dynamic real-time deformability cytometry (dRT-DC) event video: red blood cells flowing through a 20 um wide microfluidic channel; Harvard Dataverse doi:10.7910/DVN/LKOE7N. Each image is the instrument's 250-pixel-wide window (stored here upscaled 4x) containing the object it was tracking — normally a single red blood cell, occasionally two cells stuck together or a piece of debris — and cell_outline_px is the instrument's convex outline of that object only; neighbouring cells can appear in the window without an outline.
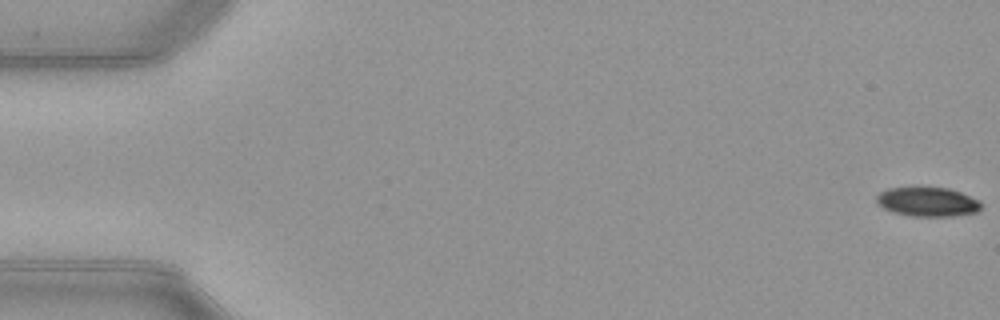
{"species": "common noctule bat (a hibernating species)", "species_latin": "Nyctalus noctula", "temperature_condition": "warm", "stored_images_in_passage": 52, "camera_frame_rate_fps": 3000, "um_per_image_px": 0.085, "animal": {"sex": "female", "body_mass_g": 21.9}, "frame": {"image": 1, "passage_image": 1, "time_ms": 0.0, "image_size_px": [1000, 320], "cell_outline_px": [[980, 208], [976, 212], [952, 216], [912, 216], [896, 212], [884, 208], [876, 204], [876, 196], [880, 192], [888, 188], [916, 184], [920, 184], [948, 188], [960, 192], [980, 200]], "centroid_in_image_um": [78.79, 17.09], "position_along_channel_um": 6.2, "area_um2": 18.5}}
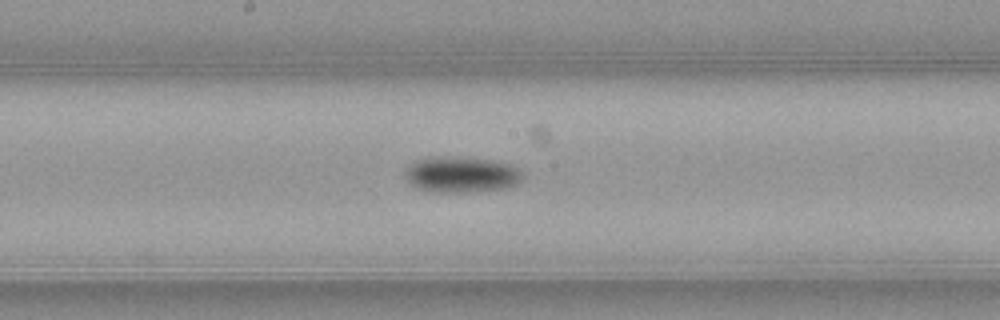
{"frame": {"image": 2, "passage_image": 28, "time_ms": 9.0, "image_size_px": [1000, 320], "cell_outline_px": [[524, 176], [516, 184], [508, 188], [468, 192], [428, 192], [416, 188], [408, 184], [404, 180], [404, 168], [408, 164], [416, 160], [432, 156], [460, 156], [492, 160], [512, 164]], "centroid_in_image_um": [39.12, 14.83], "position_along_channel_um": 209.1, "area_um2": 25.37}}
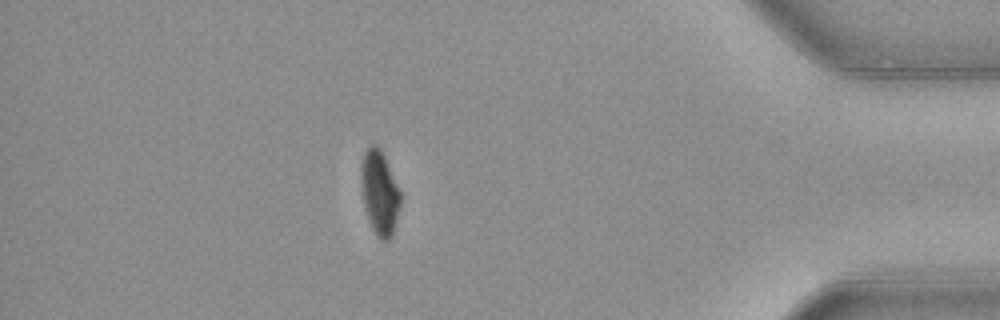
{"frame": {"image": 3, "passage_image": 46, "time_ms": 15.0, "image_size_px": [1000, 320], "cell_outline_px": [[400, 204], [392, 236], [388, 240], [380, 240], [376, 236], [368, 220], [364, 208], [360, 184], [360, 164], [364, 152], [368, 144], [376, 144], [380, 148], [384, 156], [400, 192]], "centroid_in_image_um": [32.22, 16.36], "position_along_channel_um": 403.0, "area_um2": 19.48}, "authors_computed_cell_mechanics": {"area_um2": 20.808, "velocity_mm_per_s": 3.9964, "shape_relaxation_time_tau1_ms": 3.1255, "shape_relaxation_time_tau2_ms": null, "deformation_change_tau1": 0.1105, "deformation_change_tau2": null}}